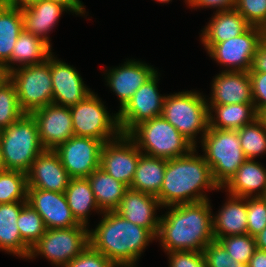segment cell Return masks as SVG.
I'll return each mask as SVG.
<instances>
[{"mask_svg":"<svg viewBox=\"0 0 266 267\" xmlns=\"http://www.w3.org/2000/svg\"><path fill=\"white\" fill-rule=\"evenodd\" d=\"M64 267H117L112 261L107 259L102 253L95 250L90 244L82 253L70 261Z\"/></svg>","mask_w":266,"mask_h":267,"instance_id":"obj_41","label":"cell"},{"mask_svg":"<svg viewBox=\"0 0 266 267\" xmlns=\"http://www.w3.org/2000/svg\"><path fill=\"white\" fill-rule=\"evenodd\" d=\"M142 152L128 134L104 143L100 168L130 188Z\"/></svg>","mask_w":266,"mask_h":267,"instance_id":"obj_14","label":"cell"},{"mask_svg":"<svg viewBox=\"0 0 266 267\" xmlns=\"http://www.w3.org/2000/svg\"><path fill=\"white\" fill-rule=\"evenodd\" d=\"M60 2L65 5L67 8L71 10V13H75L76 15H85V6L83 5L82 1L80 0H51Z\"/></svg>","mask_w":266,"mask_h":267,"instance_id":"obj_46","label":"cell"},{"mask_svg":"<svg viewBox=\"0 0 266 267\" xmlns=\"http://www.w3.org/2000/svg\"><path fill=\"white\" fill-rule=\"evenodd\" d=\"M197 147L188 154L167 160L161 190L157 196L162 208L209 200L205 189L220 190L211 168Z\"/></svg>","mask_w":266,"mask_h":267,"instance_id":"obj_3","label":"cell"},{"mask_svg":"<svg viewBox=\"0 0 266 267\" xmlns=\"http://www.w3.org/2000/svg\"><path fill=\"white\" fill-rule=\"evenodd\" d=\"M159 80L157 71L134 93L127 105L117 112L121 134H129L140 123L161 116L165 95L158 92Z\"/></svg>","mask_w":266,"mask_h":267,"instance_id":"obj_12","label":"cell"},{"mask_svg":"<svg viewBox=\"0 0 266 267\" xmlns=\"http://www.w3.org/2000/svg\"><path fill=\"white\" fill-rule=\"evenodd\" d=\"M22 240L31 248L44 235L46 227L40 214L28 203L21 209L17 219Z\"/></svg>","mask_w":266,"mask_h":267,"instance_id":"obj_35","label":"cell"},{"mask_svg":"<svg viewBox=\"0 0 266 267\" xmlns=\"http://www.w3.org/2000/svg\"><path fill=\"white\" fill-rule=\"evenodd\" d=\"M71 177L54 150H44L27 172V189H41L65 193Z\"/></svg>","mask_w":266,"mask_h":267,"instance_id":"obj_19","label":"cell"},{"mask_svg":"<svg viewBox=\"0 0 266 267\" xmlns=\"http://www.w3.org/2000/svg\"><path fill=\"white\" fill-rule=\"evenodd\" d=\"M24 114L19 105L15 86L9 81L0 88V129L9 127Z\"/></svg>","mask_w":266,"mask_h":267,"instance_id":"obj_36","label":"cell"},{"mask_svg":"<svg viewBox=\"0 0 266 267\" xmlns=\"http://www.w3.org/2000/svg\"><path fill=\"white\" fill-rule=\"evenodd\" d=\"M88 245L89 229L84 225L46 229L44 235L31 247L28 259L41 255L52 265L64 267Z\"/></svg>","mask_w":266,"mask_h":267,"instance_id":"obj_8","label":"cell"},{"mask_svg":"<svg viewBox=\"0 0 266 267\" xmlns=\"http://www.w3.org/2000/svg\"><path fill=\"white\" fill-rule=\"evenodd\" d=\"M225 188L227 195L236 197L265 196L266 168L254 159H247L221 189Z\"/></svg>","mask_w":266,"mask_h":267,"instance_id":"obj_24","label":"cell"},{"mask_svg":"<svg viewBox=\"0 0 266 267\" xmlns=\"http://www.w3.org/2000/svg\"><path fill=\"white\" fill-rule=\"evenodd\" d=\"M203 254L206 267H248L247 264L233 259L217 240L208 243L203 250Z\"/></svg>","mask_w":266,"mask_h":267,"instance_id":"obj_40","label":"cell"},{"mask_svg":"<svg viewBox=\"0 0 266 267\" xmlns=\"http://www.w3.org/2000/svg\"><path fill=\"white\" fill-rule=\"evenodd\" d=\"M23 30L44 40L50 46L51 40L47 36L58 23L62 12L70 11L60 2L51 0H33L21 6Z\"/></svg>","mask_w":266,"mask_h":267,"instance_id":"obj_22","label":"cell"},{"mask_svg":"<svg viewBox=\"0 0 266 267\" xmlns=\"http://www.w3.org/2000/svg\"><path fill=\"white\" fill-rule=\"evenodd\" d=\"M252 82L253 104L259 116L266 112V73L248 72Z\"/></svg>","mask_w":266,"mask_h":267,"instance_id":"obj_43","label":"cell"},{"mask_svg":"<svg viewBox=\"0 0 266 267\" xmlns=\"http://www.w3.org/2000/svg\"><path fill=\"white\" fill-rule=\"evenodd\" d=\"M217 241L224 247L233 259L247 265L257 249L255 237H252L248 233L243 235L220 237Z\"/></svg>","mask_w":266,"mask_h":267,"instance_id":"obj_37","label":"cell"},{"mask_svg":"<svg viewBox=\"0 0 266 267\" xmlns=\"http://www.w3.org/2000/svg\"><path fill=\"white\" fill-rule=\"evenodd\" d=\"M30 114L36 121L39 139L45 150H55L74 136L70 107L52 103Z\"/></svg>","mask_w":266,"mask_h":267,"instance_id":"obj_15","label":"cell"},{"mask_svg":"<svg viewBox=\"0 0 266 267\" xmlns=\"http://www.w3.org/2000/svg\"><path fill=\"white\" fill-rule=\"evenodd\" d=\"M128 135L142 154L166 160L186 155L195 148L162 116L140 123Z\"/></svg>","mask_w":266,"mask_h":267,"instance_id":"obj_7","label":"cell"},{"mask_svg":"<svg viewBox=\"0 0 266 267\" xmlns=\"http://www.w3.org/2000/svg\"><path fill=\"white\" fill-rule=\"evenodd\" d=\"M237 0H189L187 5L197 8H216V11L235 9Z\"/></svg>","mask_w":266,"mask_h":267,"instance_id":"obj_44","label":"cell"},{"mask_svg":"<svg viewBox=\"0 0 266 267\" xmlns=\"http://www.w3.org/2000/svg\"><path fill=\"white\" fill-rule=\"evenodd\" d=\"M0 149L5 170L26 173L45 148L31 114L25 113L15 123L1 130Z\"/></svg>","mask_w":266,"mask_h":267,"instance_id":"obj_4","label":"cell"},{"mask_svg":"<svg viewBox=\"0 0 266 267\" xmlns=\"http://www.w3.org/2000/svg\"><path fill=\"white\" fill-rule=\"evenodd\" d=\"M208 112L209 128L215 129L239 130L259 117L253 103L208 105Z\"/></svg>","mask_w":266,"mask_h":267,"instance_id":"obj_27","label":"cell"},{"mask_svg":"<svg viewBox=\"0 0 266 267\" xmlns=\"http://www.w3.org/2000/svg\"><path fill=\"white\" fill-rule=\"evenodd\" d=\"M266 227V198L247 197V233L252 237Z\"/></svg>","mask_w":266,"mask_h":267,"instance_id":"obj_38","label":"cell"},{"mask_svg":"<svg viewBox=\"0 0 266 267\" xmlns=\"http://www.w3.org/2000/svg\"><path fill=\"white\" fill-rule=\"evenodd\" d=\"M95 229L89 230V244L117 267H134L143 250L156 237L116 211H105Z\"/></svg>","mask_w":266,"mask_h":267,"instance_id":"obj_2","label":"cell"},{"mask_svg":"<svg viewBox=\"0 0 266 267\" xmlns=\"http://www.w3.org/2000/svg\"><path fill=\"white\" fill-rule=\"evenodd\" d=\"M235 9L251 26L266 29V0H237Z\"/></svg>","mask_w":266,"mask_h":267,"instance_id":"obj_39","label":"cell"},{"mask_svg":"<svg viewBox=\"0 0 266 267\" xmlns=\"http://www.w3.org/2000/svg\"><path fill=\"white\" fill-rule=\"evenodd\" d=\"M95 201L102 212L115 211L128 187L100 167L88 177Z\"/></svg>","mask_w":266,"mask_h":267,"instance_id":"obj_28","label":"cell"},{"mask_svg":"<svg viewBox=\"0 0 266 267\" xmlns=\"http://www.w3.org/2000/svg\"><path fill=\"white\" fill-rule=\"evenodd\" d=\"M248 267H266V251L256 249L248 262Z\"/></svg>","mask_w":266,"mask_h":267,"instance_id":"obj_47","label":"cell"},{"mask_svg":"<svg viewBox=\"0 0 266 267\" xmlns=\"http://www.w3.org/2000/svg\"><path fill=\"white\" fill-rule=\"evenodd\" d=\"M27 174L20 171L0 172V204L27 201Z\"/></svg>","mask_w":266,"mask_h":267,"instance_id":"obj_34","label":"cell"},{"mask_svg":"<svg viewBox=\"0 0 266 267\" xmlns=\"http://www.w3.org/2000/svg\"><path fill=\"white\" fill-rule=\"evenodd\" d=\"M251 25L236 9L216 11L201 33V42L208 51L221 43L244 33Z\"/></svg>","mask_w":266,"mask_h":267,"instance_id":"obj_23","label":"cell"},{"mask_svg":"<svg viewBox=\"0 0 266 267\" xmlns=\"http://www.w3.org/2000/svg\"><path fill=\"white\" fill-rule=\"evenodd\" d=\"M155 1L166 4V3L171 2L172 0H155Z\"/></svg>","mask_w":266,"mask_h":267,"instance_id":"obj_52","label":"cell"},{"mask_svg":"<svg viewBox=\"0 0 266 267\" xmlns=\"http://www.w3.org/2000/svg\"><path fill=\"white\" fill-rule=\"evenodd\" d=\"M27 201L0 204V249L27 259L31 248L22 240L17 219Z\"/></svg>","mask_w":266,"mask_h":267,"instance_id":"obj_26","label":"cell"},{"mask_svg":"<svg viewBox=\"0 0 266 267\" xmlns=\"http://www.w3.org/2000/svg\"><path fill=\"white\" fill-rule=\"evenodd\" d=\"M53 104L71 107L85 100L93 91L84 84L79 72L71 65L50 55Z\"/></svg>","mask_w":266,"mask_h":267,"instance_id":"obj_16","label":"cell"},{"mask_svg":"<svg viewBox=\"0 0 266 267\" xmlns=\"http://www.w3.org/2000/svg\"><path fill=\"white\" fill-rule=\"evenodd\" d=\"M106 109L94 92L71 106L74 136L91 137L104 143L119 136L118 113L111 116Z\"/></svg>","mask_w":266,"mask_h":267,"instance_id":"obj_10","label":"cell"},{"mask_svg":"<svg viewBox=\"0 0 266 267\" xmlns=\"http://www.w3.org/2000/svg\"><path fill=\"white\" fill-rule=\"evenodd\" d=\"M33 0H0V5L3 6H15V7H21L23 5H26Z\"/></svg>","mask_w":266,"mask_h":267,"instance_id":"obj_50","label":"cell"},{"mask_svg":"<svg viewBox=\"0 0 266 267\" xmlns=\"http://www.w3.org/2000/svg\"><path fill=\"white\" fill-rule=\"evenodd\" d=\"M52 46L31 33L22 31L11 53V71L17 68L45 62L53 53ZM13 65V66H12Z\"/></svg>","mask_w":266,"mask_h":267,"instance_id":"obj_31","label":"cell"},{"mask_svg":"<svg viewBox=\"0 0 266 267\" xmlns=\"http://www.w3.org/2000/svg\"><path fill=\"white\" fill-rule=\"evenodd\" d=\"M23 31L21 7L0 5V63L11 72V53Z\"/></svg>","mask_w":266,"mask_h":267,"instance_id":"obj_32","label":"cell"},{"mask_svg":"<svg viewBox=\"0 0 266 267\" xmlns=\"http://www.w3.org/2000/svg\"><path fill=\"white\" fill-rule=\"evenodd\" d=\"M211 88L208 105L253 103L252 82L248 72L223 70L213 78Z\"/></svg>","mask_w":266,"mask_h":267,"instance_id":"obj_20","label":"cell"},{"mask_svg":"<svg viewBox=\"0 0 266 267\" xmlns=\"http://www.w3.org/2000/svg\"><path fill=\"white\" fill-rule=\"evenodd\" d=\"M248 72L266 73V36L259 44L252 61L251 69Z\"/></svg>","mask_w":266,"mask_h":267,"instance_id":"obj_45","label":"cell"},{"mask_svg":"<svg viewBox=\"0 0 266 267\" xmlns=\"http://www.w3.org/2000/svg\"><path fill=\"white\" fill-rule=\"evenodd\" d=\"M208 115L207 99L202 93L190 90L165 95L161 116L195 147L197 135H201L202 141L209 128Z\"/></svg>","mask_w":266,"mask_h":267,"instance_id":"obj_5","label":"cell"},{"mask_svg":"<svg viewBox=\"0 0 266 267\" xmlns=\"http://www.w3.org/2000/svg\"><path fill=\"white\" fill-rule=\"evenodd\" d=\"M5 170V166L2 159L1 149H0V172Z\"/></svg>","mask_w":266,"mask_h":267,"instance_id":"obj_51","label":"cell"},{"mask_svg":"<svg viewBox=\"0 0 266 267\" xmlns=\"http://www.w3.org/2000/svg\"><path fill=\"white\" fill-rule=\"evenodd\" d=\"M10 81V71L5 64L0 63V88Z\"/></svg>","mask_w":266,"mask_h":267,"instance_id":"obj_48","label":"cell"},{"mask_svg":"<svg viewBox=\"0 0 266 267\" xmlns=\"http://www.w3.org/2000/svg\"><path fill=\"white\" fill-rule=\"evenodd\" d=\"M65 196L76 221L88 226V216L92 210L103 212L99 209L94 194L87 178H71L65 190Z\"/></svg>","mask_w":266,"mask_h":267,"instance_id":"obj_30","label":"cell"},{"mask_svg":"<svg viewBox=\"0 0 266 267\" xmlns=\"http://www.w3.org/2000/svg\"><path fill=\"white\" fill-rule=\"evenodd\" d=\"M167 160L141 154L130 189L158 196L164 179Z\"/></svg>","mask_w":266,"mask_h":267,"instance_id":"obj_29","label":"cell"},{"mask_svg":"<svg viewBox=\"0 0 266 267\" xmlns=\"http://www.w3.org/2000/svg\"><path fill=\"white\" fill-rule=\"evenodd\" d=\"M255 242L257 249L266 251V227L255 236Z\"/></svg>","mask_w":266,"mask_h":267,"instance_id":"obj_49","label":"cell"},{"mask_svg":"<svg viewBox=\"0 0 266 267\" xmlns=\"http://www.w3.org/2000/svg\"><path fill=\"white\" fill-rule=\"evenodd\" d=\"M107 86L118 96L121 111L131 100L134 93L156 72L151 65L141 61L127 60L121 66L105 70ZM107 76V77H106Z\"/></svg>","mask_w":266,"mask_h":267,"instance_id":"obj_17","label":"cell"},{"mask_svg":"<svg viewBox=\"0 0 266 267\" xmlns=\"http://www.w3.org/2000/svg\"><path fill=\"white\" fill-rule=\"evenodd\" d=\"M201 146L215 183L221 189L247 160L238 130L208 128Z\"/></svg>","mask_w":266,"mask_h":267,"instance_id":"obj_6","label":"cell"},{"mask_svg":"<svg viewBox=\"0 0 266 267\" xmlns=\"http://www.w3.org/2000/svg\"><path fill=\"white\" fill-rule=\"evenodd\" d=\"M103 145L99 139L73 136L54 151L71 178H87L100 167Z\"/></svg>","mask_w":266,"mask_h":267,"instance_id":"obj_13","label":"cell"},{"mask_svg":"<svg viewBox=\"0 0 266 267\" xmlns=\"http://www.w3.org/2000/svg\"><path fill=\"white\" fill-rule=\"evenodd\" d=\"M27 203L40 214L46 229L80 225L68 206L65 193L27 189Z\"/></svg>","mask_w":266,"mask_h":267,"instance_id":"obj_18","label":"cell"},{"mask_svg":"<svg viewBox=\"0 0 266 267\" xmlns=\"http://www.w3.org/2000/svg\"><path fill=\"white\" fill-rule=\"evenodd\" d=\"M264 37L265 29L250 26L239 36L214 44L207 53L216 63L227 67L225 71L248 72Z\"/></svg>","mask_w":266,"mask_h":267,"instance_id":"obj_11","label":"cell"},{"mask_svg":"<svg viewBox=\"0 0 266 267\" xmlns=\"http://www.w3.org/2000/svg\"><path fill=\"white\" fill-rule=\"evenodd\" d=\"M262 117L266 120V112L262 115Z\"/></svg>","mask_w":266,"mask_h":267,"instance_id":"obj_53","label":"cell"},{"mask_svg":"<svg viewBox=\"0 0 266 267\" xmlns=\"http://www.w3.org/2000/svg\"><path fill=\"white\" fill-rule=\"evenodd\" d=\"M169 267H206L203 252L172 251L167 252Z\"/></svg>","mask_w":266,"mask_h":267,"instance_id":"obj_42","label":"cell"},{"mask_svg":"<svg viewBox=\"0 0 266 267\" xmlns=\"http://www.w3.org/2000/svg\"><path fill=\"white\" fill-rule=\"evenodd\" d=\"M169 211L160 216L156 239L164 252H203L212 242V206L209 200L168 206Z\"/></svg>","mask_w":266,"mask_h":267,"instance_id":"obj_1","label":"cell"},{"mask_svg":"<svg viewBox=\"0 0 266 267\" xmlns=\"http://www.w3.org/2000/svg\"><path fill=\"white\" fill-rule=\"evenodd\" d=\"M212 215L213 236L220 237L247 234V197L229 195L218 214Z\"/></svg>","mask_w":266,"mask_h":267,"instance_id":"obj_25","label":"cell"},{"mask_svg":"<svg viewBox=\"0 0 266 267\" xmlns=\"http://www.w3.org/2000/svg\"><path fill=\"white\" fill-rule=\"evenodd\" d=\"M160 207L162 209L156 196L128 188L115 211L128 221L148 229L156 237L160 217L155 213Z\"/></svg>","mask_w":266,"mask_h":267,"instance_id":"obj_21","label":"cell"},{"mask_svg":"<svg viewBox=\"0 0 266 267\" xmlns=\"http://www.w3.org/2000/svg\"><path fill=\"white\" fill-rule=\"evenodd\" d=\"M240 145L247 159L266 154V120L259 116L238 130Z\"/></svg>","mask_w":266,"mask_h":267,"instance_id":"obj_33","label":"cell"},{"mask_svg":"<svg viewBox=\"0 0 266 267\" xmlns=\"http://www.w3.org/2000/svg\"><path fill=\"white\" fill-rule=\"evenodd\" d=\"M21 109L30 114L32 111L53 103L50 56L45 62L16 68L10 72Z\"/></svg>","mask_w":266,"mask_h":267,"instance_id":"obj_9","label":"cell"}]
</instances>
